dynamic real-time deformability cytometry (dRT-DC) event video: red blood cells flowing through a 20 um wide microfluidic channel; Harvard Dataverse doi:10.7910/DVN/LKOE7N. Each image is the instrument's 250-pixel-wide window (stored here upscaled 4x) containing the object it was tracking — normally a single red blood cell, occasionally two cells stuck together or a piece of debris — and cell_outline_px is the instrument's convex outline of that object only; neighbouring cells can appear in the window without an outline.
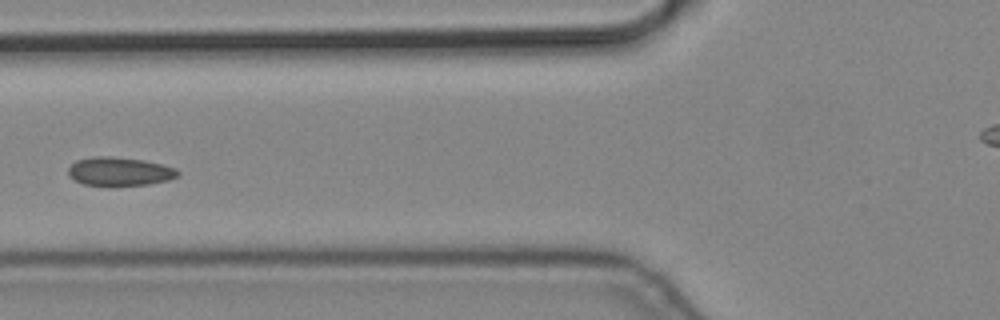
{"species": "common noctule bat (a hibernating species)", "species_latin": "Nyctalus noctula", "temperature_condition": "cold", "stored_images_in_passage": 9, "camera_frame_rate_fps": 3000, "um_per_image_px": 0.085, "animal": {"sex": "male", "body_mass_g": 19.2, "forearm_length_mm": 51.8}, "frame": {"image": 1, "passage_image": 6, "time_ms": 1.667, "image_size_px": [1000, 320], "cell_outline_px": [[180, 172], [176, 176], [168, 180], [148, 184], [84, 184], [68, 176], [68, 168], [76, 160], [92, 156], [108, 156], [144, 160], [176, 168]], "centroid_in_image_um": [10.14, 14.54], "position_along_channel_um": 115.7, "area_um2": 17.8}}
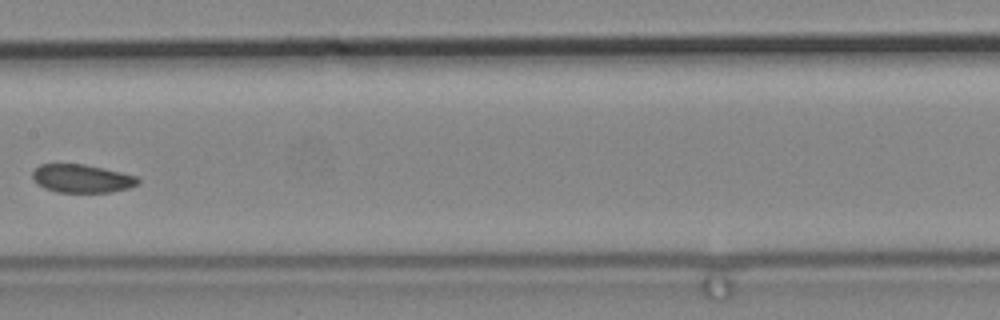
{"frame": {"image": 2, "passage_image": 8, "time_ms": 2.333, "image_size_px": [1000, 320], "cell_outline_px": [[140, 180], [136, 184], [128, 188], [112, 192], [56, 192], [44, 188], [36, 184], [32, 176], [32, 172], [40, 164], [84, 164], [104, 168], [136, 176]], "centroid_in_image_um": [6.92, 15.17], "position_along_channel_um": 200.5, "area_um2": 17.34}}
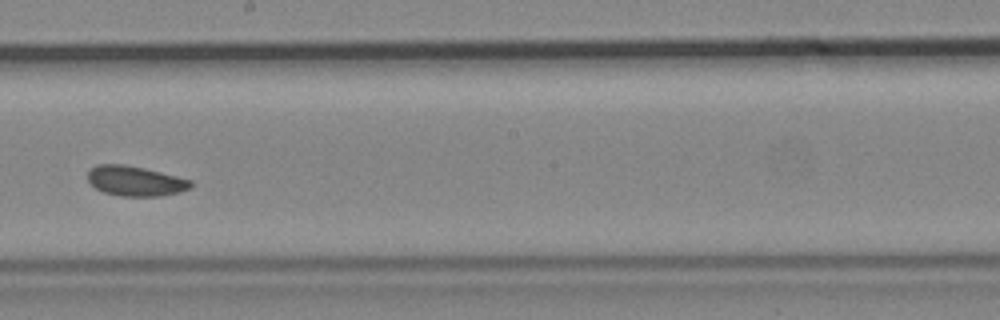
{"frame": {"image": 3, "passage_image": 9, "time_ms": 2.667, "image_size_px": [1000, 320], "cell_outline_px": [[192, 184], [188, 188], [180, 192], [160, 196], [120, 196], [104, 192], [96, 188], [88, 180], [88, 172], [96, 164], [124, 164], [144, 168], [192, 180]], "centroid_in_image_um": [11.49, 15.38], "position_along_channel_um": 236.7, "area_um2": 17.86}}